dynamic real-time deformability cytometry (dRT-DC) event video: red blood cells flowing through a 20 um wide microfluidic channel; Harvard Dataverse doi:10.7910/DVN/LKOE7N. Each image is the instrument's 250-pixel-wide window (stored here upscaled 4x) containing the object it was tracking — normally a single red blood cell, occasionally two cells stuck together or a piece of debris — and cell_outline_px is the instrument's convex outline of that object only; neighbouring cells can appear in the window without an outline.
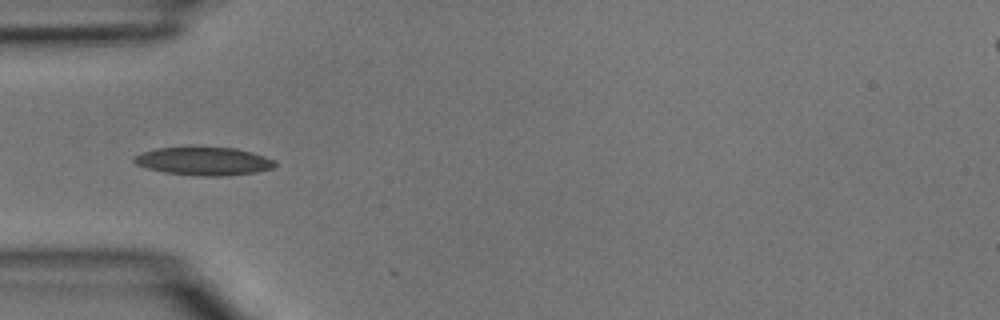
{"species": "common noctule bat (a hibernating species)", "species_latin": "Nyctalus noctula", "temperature_condition": "room temperature", "stored_images_in_passage": 12, "camera_frame_rate_fps": 3000, "um_per_image_px": 0.085, "animal": {"sex": "male", "body_mass_g": 15.6}, "frame": {"image": 1, "passage_image": 10, "time_ms": 3.0, "image_size_px": [1000, 320], "cell_outline_px": [[276, 164], [272, 168], [256, 172], [224, 176], [204, 176], [164, 172], [148, 168], [136, 164], [132, 160], [132, 156], [156, 148], [236, 148], [252, 152], [264, 156], [272, 160]], "centroid_in_image_um": [17.31, 13.71], "position_along_channel_um": 67.7, "area_um2": 22.72}}